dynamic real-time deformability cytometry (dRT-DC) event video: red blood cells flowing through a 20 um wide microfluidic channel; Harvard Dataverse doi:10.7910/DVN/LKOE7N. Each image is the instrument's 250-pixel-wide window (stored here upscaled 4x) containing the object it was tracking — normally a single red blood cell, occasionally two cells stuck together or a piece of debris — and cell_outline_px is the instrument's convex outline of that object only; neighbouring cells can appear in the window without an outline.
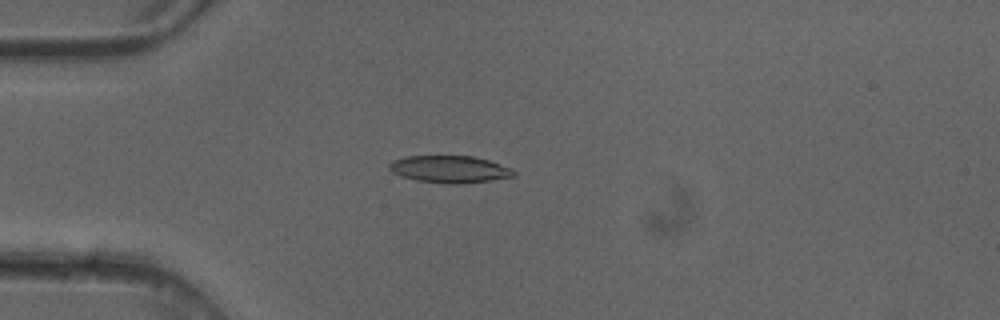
{"species": "common noctule bat (a hibernating species)", "species_latin": "Nyctalus noctula", "temperature_condition": "cold", "stored_images_in_passage": 5, "camera_frame_rate_fps": 3000, "um_per_image_px": 0.085, "animal": {"sex": "female"}, "frame": {"image": 1, "passage_image": 4, "time_ms": 1.0, "image_size_px": [1000, 320], "cell_outline_px": [[516, 176], [492, 180], [460, 184], [444, 184], [416, 180], [392, 172], [388, 168], [388, 164], [392, 160], [404, 156], [472, 156], [488, 160], [512, 168], [516, 172]], "centroid_in_image_um": [38.23, 14.38], "position_along_channel_um": 46.8, "area_um2": 19.83}}